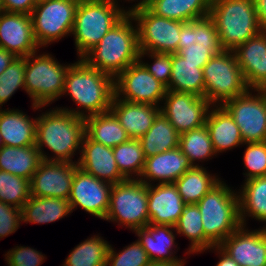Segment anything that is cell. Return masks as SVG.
<instances>
[{"label":"cell","instance_id":"1","mask_svg":"<svg viewBox=\"0 0 266 266\" xmlns=\"http://www.w3.org/2000/svg\"><path fill=\"white\" fill-rule=\"evenodd\" d=\"M66 93L78 104L79 110L68 108L62 110L82 118L105 113L110 111L115 95L114 78L91 67L83 58H79L67 71L63 95Z\"/></svg>","mask_w":266,"mask_h":266},{"label":"cell","instance_id":"2","mask_svg":"<svg viewBox=\"0 0 266 266\" xmlns=\"http://www.w3.org/2000/svg\"><path fill=\"white\" fill-rule=\"evenodd\" d=\"M84 135L85 118L62 110L61 107L53 108L37 117L35 145L42 160L75 162L72 158L77 150L80 149L81 152ZM44 145L54 153L52 158L42 151Z\"/></svg>","mask_w":266,"mask_h":266},{"label":"cell","instance_id":"3","mask_svg":"<svg viewBox=\"0 0 266 266\" xmlns=\"http://www.w3.org/2000/svg\"><path fill=\"white\" fill-rule=\"evenodd\" d=\"M132 21V16L127 13L83 59L91 67L111 75L114 79L137 62L140 53L138 31Z\"/></svg>","mask_w":266,"mask_h":266},{"label":"cell","instance_id":"4","mask_svg":"<svg viewBox=\"0 0 266 266\" xmlns=\"http://www.w3.org/2000/svg\"><path fill=\"white\" fill-rule=\"evenodd\" d=\"M210 16L224 50L234 51L262 31L254 0H211Z\"/></svg>","mask_w":266,"mask_h":266},{"label":"cell","instance_id":"5","mask_svg":"<svg viewBox=\"0 0 266 266\" xmlns=\"http://www.w3.org/2000/svg\"><path fill=\"white\" fill-rule=\"evenodd\" d=\"M126 14L113 1L79 0L72 30L78 56L83 58Z\"/></svg>","mask_w":266,"mask_h":266},{"label":"cell","instance_id":"6","mask_svg":"<svg viewBox=\"0 0 266 266\" xmlns=\"http://www.w3.org/2000/svg\"><path fill=\"white\" fill-rule=\"evenodd\" d=\"M237 193L220 180L196 204L202 215L204 234L215 246L241 226Z\"/></svg>","mask_w":266,"mask_h":266},{"label":"cell","instance_id":"7","mask_svg":"<svg viewBox=\"0 0 266 266\" xmlns=\"http://www.w3.org/2000/svg\"><path fill=\"white\" fill-rule=\"evenodd\" d=\"M71 64L61 65L51 54L37 52L26 57L24 87L33 109L43 108L63 96L65 78Z\"/></svg>","mask_w":266,"mask_h":266},{"label":"cell","instance_id":"8","mask_svg":"<svg viewBox=\"0 0 266 266\" xmlns=\"http://www.w3.org/2000/svg\"><path fill=\"white\" fill-rule=\"evenodd\" d=\"M204 97L212 106H222L227 101L250 90L232 50L214 55L203 67Z\"/></svg>","mask_w":266,"mask_h":266},{"label":"cell","instance_id":"9","mask_svg":"<svg viewBox=\"0 0 266 266\" xmlns=\"http://www.w3.org/2000/svg\"><path fill=\"white\" fill-rule=\"evenodd\" d=\"M104 220L117 222L133 231L148 225L147 185L138 179L113 184Z\"/></svg>","mask_w":266,"mask_h":266},{"label":"cell","instance_id":"10","mask_svg":"<svg viewBox=\"0 0 266 266\" xmlns=\"http://www.w3.org/2000/svg\"><path fill=\"white\" fill-rule=\"evenodd\" d=\"M79 0H42L32 13L34 38L43 47L72 34Z\"/></svg>","mask_w":266,"mask_h":266},{"label":"cell","instance_id":"11","mask_svg":"<svg viewBox=\"0 0 266 266\" xmlns=\"http://www.w3.org/2000/svg\"><path fill=\"white\" fill-rule=\"evenodd\" d=\"M129 13L136 21L140 52L178 53L179 34L185 22L157 16L147 7Z\"/></svg>","mask_w":266,"mask_h":266},{"label":"cell","instance_id":"12","mask_svg":"<svg viewBox=\"0 0 266 266\" xmlns=\"http://www.w3.org/2000/svg\"><path fill=\"white\" fill-rule=\"evenodd\" d=\"M179 36L178 54L188 62L200 64V68L224 50L215 22L210 15L185 22Z\"/></svg>","mask_w":266,"mask_h":266},{"label":"cell","instance_id":"13","mask_svg":"<svg viewBox=\"0 0 266 266\" xmlns=\"http://www.w3.org/2000/svg\"><path fill=\"white\" fill-rule=\"evenodd\" d=\"M248 90L222 106L230 113L240 129L244 143L266 141V92Z\"/></svg>","mask_w":266,"mask_h":266},{"label":"cell","instance_id":"14","mask_svg":"<svg viewBox=\"0 0 266 266\" xmlns=\"http://www.w3.org/2000/svg\"><path fill=\"white\" fill-rule=\"evenodd\" d=\"M114 87L115 96L121 100L147 103L157 107L161 106L159 104L164 100L167 91L166 86L139 61L128 66L114 79Z\"/></svg>","mask_w":266,"mask_h":266},{"label":"cell","instance_id":"15","mask_svg":"<svg viewBox=\"0 0 266 266\" xmlns=\"http://www.w3.org/2000/svg\"><path fill=\"white\" fill-rule=\"evenodd\" d=\"M162 102L160 112L179 135L203 126L212 106L205 97L170 90L166 91Z\"/></svg>","mask_w":266,"mask_h":266},{"label":"cell","instance_id":"16","mask_svg":"<svg viewBox=\"0 0 266 266\" xmlns=\"http://www.w3.org/2000/svg\"><path fill=\"white\" fill-rule=\"evenodd\" d=\"M112 184L84 172L79 167L74 172L68 201L71 211L82 208L99 219H105L110 204Z\"/></svg>","mask_w":266,"mask_h":266},{"label":"cell","instance_id":"17","mask_svg":"<svg viewBox=\"0 0 266 266\" xmlns=\"http://www.w3.org/2000/svg\"><path fill=\"white\" fill-rule=\"evenodd\" d=\"M78 162L42 160L30 180L31 196L68 199Z\"/></svg>","mask_w":266,"mask_h":266},{"label":"cell","instance_id":"18","mask_svg":"<svg viewBox=\"0 0 266 266\" xmlns=\"http://www.w3.org/2000/svg\"><path fill=\"white\" fill-rule=\"evenodd\" d=\"M219 247L239 266H266V227L249 231L241 225Z\"/></svg>","mask_w":266,"mask_h":266},{"label":"cell","instance_id":"19","mask_svg":"<svg viewBox=\"0 0 266 266\" xmlns=\"http://www.w3.org/2000/svg\"><path fill=\"white\" fill-rule=\"evenodd\" d=\"M0 47L17 57L37 52L40 47L34 38L30 15L0 10Z\"/></svg>","mask_w":266,"mask_h":266},{"label":"cell","instance_id":"20","mask_svg":"<svg viewBox=\"0 0 266 266\" xmlns=\"http://www.w3.org/2000/svg\"><path fill=\"white\" fill-rule=\"evenodd\" d=\"M78 159V167L99 180L112 185L127 180L117 167L113 149L93 141L86 133Z\"/></svg>","mask_w":266,"mask_h":266},{"label":"cell","instance_id":"21","mask_svg":"<svg viewBox=\"0 0 266 266\" xmlns=\"http://www.w3.org/2000/svg\"><path fill=\"white\" fill-rule=\"evenodd\" d=\"M234 53L250 90L266 88V31L239 45Z\"/></svg>","mask_w":266,"mask_h":266},{"label":"cell","instance_id":"22","mask_svg":"<svg viewBox=\"0 0 266 266\" xmlns=\"http://www.w3.org/2000/svg\"><path fill=\"white\" fill-rule=\"evenodd\" d=\"M149 224L175 226L186 203L174 183L147 185Z\"/></svg>","mask_w":266,"mask_h":266},{"label":"cell","instance_id":"23","mask_svg":"<svg viewBox=\"0 0 266 266\" xmlns=\"http://www.w3.org/2000/svg\"><path fill=\"white\" fill-rule=\"evenodd\" d=\"M193 166L179 147L157 153L145 159V164L138 180L146 185L151 181L159 183H174Z\"/></svg>","mask_w":266,"mask_h":266},{"label":"cell","instance_id":"24","mask_svg":"<svg viewBox=\"0 0 266 266\" xmlns=\"http://www.w3.org/2000/svg\"><path fill=\"white\" fill-rule=\"evenodd\" d=\"M173 230L175 231V227L171 225L148 224L133 232L139 237L137 241L147 252L151 262L185 264L186 262L183 259L174 256L176 252L172 249L177 247V244L175 243Z\"/></svg>","mask_w":266,"mask_h":266},{"label":"cell","instance_id":"25","mask_svg":"<svg viewBox=\"0 0 266 266\" xmlns=\"http://www.w3.org/2000/svg\"><path fill=\"white\" fill-rule=\"evenodd\" d=\"M110 111L130 138L139 139L151 128L160 113V107L147 103L128 102L114 95Z\"/></svg>","mask_w":266,"mask_h":266},{"label":"cell","instance_id":"26","mask_svg":"<svg viewBox=\"0 0 266 266\" xmlns=\"http://www.w3.org/2000/svg\"><path fill=\"white\" fill-rule=\"evenodd\" d=\"M37 117L30 119L16 109H0V135L3 146L26 147L36 144Z\"/></svg>","mask_w":266,"mask_h":266},{"label":"cell","instance_id":"27","mask_svg":"<svg viewBox=\"0 0 266 266\" xmlns=\"http://www.w3.org/2000/svg\"><path fill=\"white\" fill-rule=\"evenodd\" d=\"M205 125L216 154L244 144L240 129L223 106H211Z\"/></svg>","mask_w":266,"mask_h":266},{"label":"cell","instance_id":"28","mask_svg":"<svg viewBox=\"0 0 266 266\" xmlns=\"http://www.w3.org/2000/svg\"><path fill=\"white\" fill-rule=\"evenodd\" d=\"M204 88V73L200 64L188 62L178 53H172V71L166 89L204 97Z\"/></svg>","mask_w":266,"mask_h":266},{"label":"cell","instance_id":"29","mask_svg":"<svg viewBox=\"0 0 266 266\" xmlns=\"http://www.w3.org/2000/svg\"><path fill=\"white\" fill-rule=\"evenodd\" d=\"M72 213L68 199L30 196L21 208L22 222L45 224Z\"/></svg>","mask_w":266,"mask_h":266},{"label":"cell","instance_id":"30","mask_svg":"<svg viewBox=\"0 0 266 266\" xmlns=\"http://www.w3.org/2000/svg\"><path fill=\"white\" fill-rule=\"evenodd\" d=\"M41 161L42 157L36 145L0 148V170L24 179L31 180Z\"/></svg>","mask_w":266,"mask_h":266},{"label":"cell","instance_id":"31","mask_svg":"<svg viewBox=\"0 0 266 266\" xmlns=\"http://www.w3.org/2000/svg\"><path fill=\"white\" fill-rule=\"evenodd\" d=\"M146 7L157 16L190 22L210 15L211 0H153Z\"/></svg>","mask_w":266,"mask_h":266},{"label":"cell","instance_id":"32","mask_svg":"<svg viewBox=\"0 0 266 266\" xmlns=\"http://www.w3.org/2000/svg\"><path fill=\"white\" fill-rule=\"evenodd\" d=\"M85 133L93 141L111 148L130 139L125 129L111 111L86 117Z\"/></svg>","mask_w":266,"mask_h":266},{"label":"cell","instance_id":"33","mask_svg":"<svg viewBox=\"0 0 266 266\" xmlns=\"http://www.w3.org/2000/svg\"><path fill=\"white\" fill-rule=\"evenodd\" d=\"M238 198L241 225L246 226V216L266 223V176L245 180Z\"/></svg>","mask_w":266,"mask_h":266},{"label":"cell","instance_id":"34","mask_svg":"<svg viewBox=\"0 0 266 266\" xmlns=\"http://www.w3.org/2000/svg\"><path fill=\"white\" fill-rule=\"evenodd\" d=\"M145 158L178 147L179 134L169 120L160 112L151 128L138 139Z\"/></svg>","mask_w":266,"mask_h":266},{"label":"cell","instance_id":"35","mask_svg":"<svg viewBox=\"0 0 266 266\" xmlns=\"http://www.w3.org/2000/svg\"><path fill=\"white\" fill-rule=\"evenodd\" d=\"M175 227V232L191 241L187 254L201 253L215 246L204 234L202 215L196 204H186Z\"/></svg>","mask_w":266,"mask_h":266},{"label":"cell","instance_id":"36","mask_svg":"<svg viewBox=\"0 0 266 266\" xmlns=\"http://www.w3.org/2000/svg\"><path fill=\"white\" fill-rule=\"evenodd\" d=\"M212 176L202 166H193L187 170L174 184L186 204H197L207 192L220 180Z\"/></svg>","mask_w":266,"mask_h":266},{"label":"cell","instance_id":"37","mask_svg":"<svg viewBox=\"0 0 266 266\" xmlns=\"http://www.w3.org/2000/svg\"><path fill=\"white\" fill-rule=\"evenodd\" d=\"M108 249V242L94 235L77 245L63 266H106Z\"/></svg>","mask_w":266,"mask_h":266},{"label":"cell","instance_id":"38","mask_svg":"<svg viewBox=\"0 0 266 266\" xmlns=\"http://www.w3.org/2000/svg\"><path fill=\"white\" fill-rule=\"evenodd\" d=\"M179 149L188 157L192 166H199L195 160L200 162L212 156H216L207 126L193 129L179 135Z\"/></svg>","mask_w":266,"mask_h":266},{"label":"cell","instance_id":"39","mask_svg":"<svg viewBox=\"0 0 266 266\" xmlns=\"http://www.w3.org/2000/svg\"><path fill=\"white\" fill-rule=\"evenodd\" d=\"M112 149L120 173L126 179L140 178L146 159L140 141L130 138Z\"/></svg>","mask_w":266,"mask_h":266},{"label":"cell","instance_id":"40","mask_svg":"<svg viewBox=\"0 0 266 266\" xmlns=\"http://www.w3.org/2000/svg\"><path fill=\"white\" fill-rule=\"evenodd\" d=\"M30 196V180L0 170L1 202L21 209Z\"/></svg>","mask_w":266,"mask_h":266},{"label":"cell","instance_id":"41","mask_svg":"<svg viewBox=\"0 0 266 266\" xmlns=\"http://www.w3.org/2000/svg\"><path fill=\"white\" fill-rule=\"evenodd\" d=\"M26 57H16L0 75V109L17 91L24 87Z\"/></svg>","mask_w":266,"mask_h":266},{"label":"cell","instance_id":"42","mask_svg":"<svg viewBox=\"0 0 266 266\" xmlns=\"http://www.w3.org/2000/svg\"><path fill=\"white\" fill-rule=\"evenodd\" d=\"M150 263L147 252L137 240L118 253L109 245L106 266H148Z\"/></svg>","mask_w":266,"mask_h":266},{"label":"cell","instance_id":"43","mask_svg":"<svg viewBox=\"0 0 266 266\" xmlns=\"http://www.w3.org/2000/svg\"><path fill=\"white\" fill-rule=\"evenodd\" d=\"M246 149L243 156L246 180L266 176V141L244 143Z\"/></svg>","mask_w":266,"mask_h":266},{"label":"cell","instance_id":"44","mask_svg":"<svg viewBox=\"0 0 266 266\" xmlns=\"http://www.w3.org/2000/svg\"><path fill=\"white\" fill-rule=\"evenodd\" d=\"M146 54L154 60V63H144L142 57H145ZM138 61L166 87L169 85L172 71V53L140 52Z\"/></svg>","mask_w":266,"mask_h":266},{"label":"cell","instance_id":"45","mask_svg":"<svg viewBox=\"0 0 266 266\" xmlns=\"http://www.w3.org/2000/svg\"><path fill=\"white\" fill-rule=\"evenodd\" d=\"M5 255L8 266H40L46 259L41 252L24 246H16Z\"/></svg>","mask_w":266,"mask_h":266},{"label":"cell","instance_id":"46","mask_svg":"<svg viewBox=\"0 0 266 266\" xmlns=\"http://www.w3.org/2000/svg\"><path fill=\"white\" fill-rule=\"evenodd\" d=\"M21 222V209L0 201V239L16 232Z\"/></svg>","mask_w":266,"mask_h":266},{"label":"cell","instance_id":"47","mask_svg":"<svg viewBox=\"0 0 266 266\" xmlns=\"http://www.w3.org/2000/svg\"><path fill=\"white\" fill-rule=\"evenodd\" d=\"M36 4V0H1L0 10L30 15Z\"/></svg>","mask_w":266,"mask_h":266},{"label":"cell","instance_id":"48","mask_svg":"<svg viewBox=\"0 0 266 266\" xmlns=\"http://www.w3.org/2000/svg\"><path fill=\"white\" fill-rule=\"evenodd\" d=\"M254 6L262 31H266V0H254Z\"/></svg>","mask_w":266,"mask_h":266},{"label":"cell","instance_id":"49","mask_svg":"<svg viewBox=\"0 0 266 266\" xmlns=\"http://www.w3.org/2000/svg\"><path fill=\"white\" fill-rule=\"evenodd\" d=\"M17 56L12 52L0 47V75L14 61Z\"/></svg>","mask_w":266,"mask_h":266},{"label":"cell","instance_id":"50","mask_svg":"<svg viewBox=\"0 0 266 266\" xmlns=\"http://www.w3.org/2000/svg\"><path fill=\"white\" fill-rule=\"evenodd\" d=\"M216 250L220 256V261L216 266H239L235 260H233L226 252H224L219 246H213L210 250Z\"/></svg>","mask_w":266,"mask_h":266},{"label":"cell","instance_id":"51","mask_svg":"<svg viewBox=\"0 0 266 266\" xmlns=\"http://www.w3.org/2000/svg\"><path fill=\"white\" fill-rule=\"evenodd\" d=\"M129 1V0H128ZM130 1H133V0H130ZM135 1V0H134ZM138 1V0H137ZM141 7H144V0H140L139 3L137 4H134L132 7L128 8L127 10V13L137 9V8H141Z\"/></svg>","mask_w":266,"mask_h":266},{"label":"cell","instance_id":"52","mask_svg":"<svg viewBox=\"0 0 266 266\" xmlns=\"http://www.w3.org/2000/svg\"><path fill=\"white\" fill-rule=\"evenodd\" d=\"M148 266H184V264H167V263L151 262Z\"/></svg>","mask_w":266,"mask_h":266},{"label":"cell","instance_id":"53","mask_svg":"<svg viewBox=\"0 0 266 266\" xmlns=\"http://www.w3.org/2000/svg\"><path fill=\"white\" fill-rule=\"evenodd\" d=\"M153 0H144V7H146L149 3H151Z\"/></svg>","mask_w":266,"mask_h":266},{"label":"cell","instance_id":"54","mask_svg":"<svg viewBox=\"0 0 266 266\" xmlns=\"http://www.w3.org/2000/svg\"><path fill=\"white\" fill-rule=\"evenodd\" d=\"M98 1H113L115 4L118 5V0H98Z\"/></svg>","mask_w":266,"mask_h":266},{"label":"cell","instance_id":"55","mask_svg":"<svg viewBox=\"0 0 266 266\" xmlns=\"http://www.w3.org/2000/svg\"><path fill=\"white\" fill-rule=\"evenodd\" d=\"M3 146V140L1 138V135H0V148Z\"/></svg>","mask_w":266,"mask_h":266}]
</instances>
